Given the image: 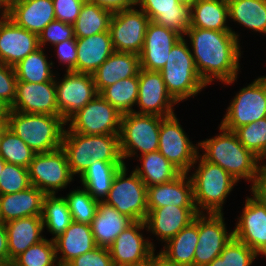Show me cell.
Masks as SVG:
<instances>
[{"label":"cell","mask_w":266,"mask_h":266,"mask_svg":"<svg viewBox=\"0 0 266 266\" xmlns=\"http://www.w3.org/2000/svg\"><path fill=\"white\" fill-rule=\"evenodd\" d=\"M186 35L193 48L196 70L207 86L215 79L228 85L237 80L242 52L231 31L189 27Z\"/></svg>","instance_id":"obj_1"},{"label":"cell","mask_w":266,"mask_h":266,"mask_svg":"<svg viewBox=\"0 0 266 266\" xmlns=\"http://www.w3.org/2000/svg\"><path fill=\"white\" fill-rule=\"evenodd\" d=\"M219 135L198 143L203 155L200 156L211 163L219 165L238 182L243 178L255 185L260 171V162L252 152L247 150L238 140L233 131L222 126L219 127Z\"/></svg>","instance_id":"obj_2"},{"label":"cell","mask_w":266,"mask_h":266,"mask_svg":"<svg viewBox=\"0 0 266 266\" xmlns=\"http://www.w3.org/2000/svg\"><path fill=\"white\" fill-rule=\"evenodd\" d=\"M61 148L67 156L70 171L82 175L92 161L124 162L119 135H85L64 132Z\"/></svg>","instance_id":"obj_3"},{"label":"cell","mask_w":266,"mask_h":266,"mask_svg":"<svg viewBox=\"0 0 266 266\" xmlns=\"http://www.w3.org/2000/svg\"><path fill=\"white\" fill-rule=\"evenodd\" d=\"M61 116L9 110L6 126L36 154L61 148L64 126Z\"/></svg>","instance_id":"obj_4"},{"label":"cell","mask_w":266,"mask_h":266,"mask_svg":"<svg viewBox=\"0 0 266 266\" xmlns=\"http://www.w3.org/2000/svg\"><path fill=\"white\" fill-rule=\"evenodd\" d=\"M200 160V161H199ZM192 173L193 201L198 213L222 214L223 204L238 181L219 165L204 160L199 154Z\"/></svg>","instance_id":"obj_5"},{"label":"cell","mask_w":266,"mask_h":266,"mask_svg":"<svg viewBox=\"0 0 266 266\" xmlns=\"http://www.w3.org/2000/svg\"><path fill=\"white\" fill-rule=\"evenodd\" d=\"M182 37L171 48L160 70L168 93L180 103L200 93L207 85L198 74L187 40Z\"/></svg>","instance_id":"obj_6"},{"label":"cell","mask_w":266,"mask_h":266,"mask_svg":"<svg viewBox=\"0 0 266 266\" xmlns=\"http://www.w3.org/2000/svg\"><path fill=\"white\" fill-rule=\"evenodd\" d=\"M164 117L130 112L122 114L119 132L123 161L128 157L158 151L160 124Z\"/></svg>","instance_id":"obj_7"},{"label":"cell","mask_w":266,"mask_h":266,"mask_svg":"<svg viewBox=\"0 0 266 266\" xmlns=\"http://www.w3.org/2000/svg\"><path fill=\"white\" fill-rule=\"evenodd\" d=\"M127 169L125 164L117 171L104 202L133 221H144L148 213L147 186L134 171L126 177Z\"/></svg>","instance_id":"obj_8"},{"label":"cell","mask_w":266,"mask_h":266,"mask_svg":"<svg viewBox=\"0 0 266 266\" xmlns=\"http://www.w3.org/2000/svg\"><path fill=\"white\" fill-rule=\"evenodd\" d=\"M122 114L97 94L83 108L79 109L67 122L64 132L85 135H119Z\"/></svg>","instance_id":"obj_9"},{"label":"cell","mask_w":266,"mask_h":266,"mask_svg":"<svg viewBox=\"0 0 266 266\" xmlns=\"http://www.w3.org/2000/svg\"><path fill=\"white\" fill-rule=\"evenodd\" d=\"M219 126L234 131L240 126L266 117V76L241 88L226 109Z\"/></svg>","instance_id":"obj_10"},{"label":"cell","mask_w":266,"mask_h":266,"mask_svg":"<svg viewBox=\"0 0 266 266\" xmlns=\"http://www.w3.org/2000/svg\"><path fill=\"white\" fill-rule=\"evenodd\" d=\"M27 169L31 185L45 194H56L74 180L62 148L35 154Z\"/></svg>","instance_id":"obj_11"},{"label":"cell","mask_w":266,"mask_h":266,"mask_svg":"<svg viewBox=\"0 0 266 266\" xmlns=\"http://www.w3.org/2000/svg\"><path fill=\"white\" fill-rule=\"evenodd\" d=\"M198 149V144L195 146L190 141L175 114L161 121L158 151L182 173H189L195 167Z\"/></svg>","instance_id":"obj_12"},{"label":"cell","mask_w":266,"mask_h":266,"mask_svg":"<svg viewBox=\"0 0 266 266\" xmlns=\"http://www.w3.org/2000/svg\"><path fill=\"white\" fill-rule=\"evenodd\" d=\"M150 18L135 7L113 13L109 32L114 51L139 55Z\"/></svg>","instance_id":"obj_13"},{"label":"cell","mask_w":266,"mask_h":266,"mask_svg":"<svg viewBox=\"0 0 266 266\" xmlns=\"http://www.w3.org/2000/svg\"><path fill=\"white\" fill-rule=\"evenodd\" d=\"M144 228V221H134L116 237L109 247L114 266L142 265L156 256L153 242L140 233Z\"/></svg>","instance_id":"obj_14"},{"label":"cell","mask_w":266,"mask_h":266,"mask_svg":"<svg viewBox=\"0 0 266 266\" xmlns=\"http://www.w3.org/2000/svg\"><path fill=\"white\" fill-rule=\"evenodd\" d=\"M55 86L57 107L65 122L98 94L90 73L66 71L63 79H55Z\"/></svg>","instance_id":"obj_15"},{"label":"cell","mask_w":266,"mask_h":266,"mask_svg":"<svg viewBox=\"0 0 266 266\" xmlns=\"http://www.w3.org/2000/svg\"><path fill=\"white\" fill-rule=\"evenodd\" d=\"M224 220L223 213L198 214V243L193 266H207L219 257L225 245L231 240L233 231L227 232Z\"/></svg>","instance_id":"obj_16"},{"label":"cell","mask_w":266,"mask_h":266,"mask_svg":"<svg viewBox=\"0 0 266 266\" xmlns=\"http://www.w3.org/2000/svg\"><path fill=\"white\" fill-rule=\"evenodd\" d=\"M139 90L136 105L139 114H150L161 117L174 115L173 107L177 102L168 93L160 71L140 69L138 73Z\"/></svg>","instance_id":"obj_17"},{"label":"cell","mask_w":266,"mask_h":266,"mask_svg":"<svg viewBox=\"0 0 266 266\" xmlns=\"http://www.w3.org/2000/svg\"><path fill=\"white\" fill-rule=\"evenodd\" d=\"M247 197L233 230V237L245 243L258 255L266 256V204L252 192Z\"/></svg>","instance_id":"obj_18"},{"label":"cell","mask_w":266,"mask_h":266,"mask_svg":"<svg viewBox=\"0 0 266 266\" xmlns=\"http://www.w3.org/2000/svg\"><path fill=\"white\" fill-rule=\"evenodd\" d=\"M9 110L60 116L55 81L44 83L17 81L15 101Z\"/></svg>","instance_id":"obj_19"},{"label":"cell","mask_w":266,"mask_h":266,"mask_svg":"<svg viewBox=\"0 0 266 266\" xmlns=\"http://www.w3.org/2000/svg\"><path fill=\"white\" fill-rule=\"evenodd\" d=\"M38 48L37 34L17 26L8 16L0 20V63L15 66Z\"/></svg>","instance_id":"obj_20"},{"label":"cell","mask_w":266,"mask_h":266,"mask_svg":"<svg viewBox=\"0 0 266 266\" xmlns=\"http://www.w3.org/2000/svg\"><path fill=\"white\" fill-rule=\"evenodd\" d=\"M181 38L176 31L150 21L139 54L141 69L160 71L166 64L171 48Z\"/></svg>","instance_id":"obj_21"},{"label":"cell","mask_w":266,"mask_h":266,"mask_svg":"<svg viewBox=\"0 0 266 266\" xmlns=\"http://www.w3.org/2000/svg\"><path fill=\"white\" fill-rule=\"evenodd\" d=\"M199 213L195 207H178L166 205L159 208H148L146 219L144 220L146 230L162 242H167L179 231L194 221Z\"/></svg>","instance_id":"obj_22"},{"label":"cell","mask_w":266,"mask_h":266,"mask_svg":"<svg viewBox=\"0 0 266 266\" xmlns=\"http://www.w3.org/2000/svg\"><path fill=\"white\" fill-rule=\"evenodd\" d=\"M156 24L186 36L190 27V7L177 0H136V6Z\"/></svg>","instance_id":"obj_23"},{"label":"cell","mask_w":266,"mask_h":266,"mask_svg":"<svg viewBox=\"0 0 266 266\" xmlns=\"http://www.w3.org/2000/svg\"><path fill=\"white\" fill-rule=\"evenodd\" d=\"M188 173H181L174 180L147 187L148 208L166 205L195 207L193 201V183Z\"/></svg>","instance_id":"obj_24"},{"label":"cell","mask_w":266,"mask_h":266,"mask_svg":"<svg viewBox=\"0 0 266 266\" xmlns=\"http://www.w3.org/2000/svg\"><path fill=\"white\" fill-rule=\"evenodd\" d=\"M45 195L33 185L20 192L0 195V221L5 224L19 218L42 216Z\"/></svg>","instance_id":"obj_25"},{"label":"cell","mask_w":266,"mask_h":266,"mask_svg":"<svg viewBox=\"0 0 266 266\" xmlns=\"http://www.w3.org/2000/svg\"><path fill=\"white\" fill-rule=\"evenodd\" d=\"M140 57L134 53L114 51L93 73L98 94L120 79L137 76L140 71Z\"/></svg>","instance_id":"obj_26"},{"label":"cell","mask_w":266,"mask_h":266,"mask_svg":"<svg viewBox=\"0 0 266 266\" xmlns=\"http://www.w3.org/2000/svg\"><path fill=\"white\" fill-rule=\"evenodd\" d=\"M54 243L56 259L59 263H69L75 257L97 247L91 226L75 221L61 235L54 239Z\"/></svg>","instance_id":"obj_27"},{"label":"cell","mask_w":266,"mask_h":266,"mask_svg":"<svg viewBox=\"0 0 266 266\" xmlns=\"http://www.w3.org/2000/svg\"><path fill=\"white\" fill-rule=\"evenodd\" d=\"M6 16L17 26L37 35L56 20L52 0H21Z\"/></svg>","instance_id":"obj_28"},{"label":"cell","mask_w":266,"mask_h":266,"mask_svg":"<svg viewBox=\"0 0 266 266\" xmlns=\"http://www.w3.org/2000/svg\"><path fill=\"white\" fill-rule=\"evenodd\" d=\"M76 72L92 74L114 52L109 31L76 38Z\"/></svg>","instance_id":"obj_29"},{"label":"cell","mask_w":266,"mask_h":266,"mask_svg":"<svg viewBox=\"0 0 266 266\" xmlns=\"http://www.w3.org/2000/svg\"><path fill=\"white\" fill-rule=\"evenodd\" d=\"M134 221L104 201H99L90 223L97 247L109 248L116 237Z\"/></svg>","instance_id":"obj_30"},{"label":"cell","mask_w":266,"mask_h":266,"mask_svg":"<svg viewBox=\"0 0 266 266\" xmlns=\"http://www.w3.org/2000/svg\"><path fill=\"white\" fill-rule=\"evenodd\" d=\"M198 243V215L189 225L169 239L157 253L167 264L173 266H193ZM164 249V250H163Z\"/></svg>","instance_id":"obj_31"},{"label":"cell","mask_w":266,"mask_h":266,"mask_svg":"<svg viewBox=\"0 0 266 266\" xmlns=\"http://www.w3.org/2000/svg\"><path fill=\"white\" fill-rule=\"evenodd\" d=\"M9 257L13 260L30 246L44 239L42 216H29L5 223Z\"/></svg>","instance_id":"obj_32"},{"label":"cell","mask_w":266,"mask_h":266,"mask_svg":"<svg viewBox=\"0 0 266 266\" xmlns=\"http://www.w3.org/2000/svg\"><path fill=\"white\" fill-rule=\"evenodd\" d=\"M228 18V2L224 0H196L190 8V27L231 31L239 40V35L227 26Z\"/></svg>","instance_id":"obj_33"},{"label":"cell","mask_w":266,"mask_h":266,"mask_svg":"<svg viewBox=\"0 0 266 266\" xmlns=\"http://www.w3.org/2000/svg\"><path fill=\"white\" fill-rule=\"evenodd\" d=\"M124 162L92 161L90 167L81 175L83 188L97 201H104L110 191L112 181Z\"/></svg>","instance_id":"obj_34"},{"label":"cell","mask_w":266,"mask_h":266,"mask_svg":"<svg viewBox=\"0 0 266 266\" xmlns=\"http://www.w3.org/2000/svg\"><path fill=\"white\" fill-rule=\"evenodd\" d=\"M139 161L142 167L137 166L133 171L147 187L170 182L182 173L159 151L140 155Z\"/></svg>","instance_id":"obj_35"},{"label":"cell","mask_w":266,"mask_h":266,"mask_svg":"<svg viewBox=\"0 0 266 266\" xmlns=\"http://www.w3.org/2000/svg\"><path fill=\"white\" fill-rule=\"evenodd\" d=\"M229 19L266 34V0H228Z\"/></svg>","instance_id":"obj_36"},{"label":"cell","mask_w":266,"mask_h":266,"mask_svg":"<svg viewBox=\"0 0 266 266\" xmlns=\"http://www.w3.org/2000/svg\"><path fill=\"white\" fill-rule=\"evenodd\" d=\"M44 52V49L39 47L13 66L17 81L29 83L55 81L57 77L51 70L53 62H48Z\"/></svg>","instance_id":"obj_37"},{"label":"cell","mask_w":266,"mask_h":266,"mask_svg":"<svg viewBox=\"0 0 266 266\" xmlns=\"http://www.w3.org/2000/svg\"><path fill=\"white\" fill-rule=\"evenodd\" d=\"M113 13L85 1L77 20L72 24L76 38H86L97 33L109 31Z\"/></svg>","instance_id":"obj_38"},{"label":"cell","mask_w":266,"mask_h":266,"mask_svg":"<svg viewBox=\"0 0 266 266\" xmlns=\"http://www.w3.org/2000/svg\"><path fill=\"white\" fill-rule=\"evenodd\" d=\"M42 220L44 229L53 234L52 240L61 235L73 222L65 197L46 194L43 200Z\"/></svg>","instance_id":"obj_39"},{"label":"cell","mask_w":266,"mask_h":266,"mask_svg":"<svg viewBox=\"0 0 266 266\" xmlns=\"http://www.w3.org/2000/svg\"><path fill=\"white\" fill-rule=\"evenodd\" d=\"M139 90L138 75L104 88L99 94L108 101L121 114L133 112L136 105Z\"/></svg>","instance_id":"obj_40"},{"label":"cell","mask_w":266,"mask_h":266,"mask_svg":"<svg viewBox=\"0 0 266 266\" xmlns=\"http://www.w3.org/2000/svg\"><path fill=\"white\" fill-rule=\"evenodd\" d=\"M36 153L10 128L0 134V156L8 163L28 168Z\"/></svg>","instance_id":"obj_41"},{"label":"cell","mask_w":266,"mask_h":266,"mask_svg":"<svg viewBox=\"0 0 266 266\" xmlns=\"http://www.w3.org/2000/svg\"><path fill=\"white\" fill-rule=\"evenodd\" d=\"M240 143L261 161L266 159V117L233 131Z\"/></svg>","instance_id":"obj_42"},{"label":"cell","mask_w":266,"mask_h":266,"mask_svg":"<svg viewBox=\"0 0 266 266\" xmlns=\"http://www.w3.org/2000/svg\"><path fill=\"white\" fill-rule=\"evenodd\" d=\"M56 263L55 243L51 238H44L12 260L14 266H55Z\"/></svg>","instance_id":"obj_43"},{"label":"cell","mask_w":266,"mask_h":266,"mask_svg":"<svg viewBox=\"0 0 266 266\" xmlns=\"http://www.w3.org/2000/svg\"><path fill=\"white\" fill-rule=\"evenodd\" d=\"M258 254L235 237L225 245L223 251L207 266H251Z\"/></svg>","instance_id":"obj_44"},{"label":"cell","mask_w":266,"mask_h":266,"mask_svg":"<svg viewBox=\"0 0 266 266\" xmlns=\"http://www.w3.org/2000/svg\"><path fill=\"white\" fill-rule=\"evenodd\" d=\"M65 199L73 221L90 225L99 201L95 200L85 188L71 191Z\"/></svg>","instance_id":"obj_45"},{"label":"cell","mask_w":266,"mask_h":266,"mask_svg":"<svg viewBox=\"0 0 266 266\" xmlns=\"http://www.w3.org/2000/svg\"><path fill=\"white\" fill-rule=\"evenodd\" d=\"M30 186L27 168L8 163L4 165L0 175V195L20 192Z\"/></svg>","instance_id":"obj_46"},{"label":"cell","mask_w":266,"mask_h":266,"mask_svg":"<svg viewBox=\"0 0 266 266\" xmlns=\"http://www.w3.org/2000/svg\"><path fill=\"white\" fill-rule=\"evenodd\" d=\"M74 37L72 24L54 20L50 22L38 35L39 47H45L48 42L54 46L57 43L73 39Z\"/></svg>","instance_id":"obj_47"},{"label":"cell","mask_w":266,"mask_h":266,"mask_svg":"<svg viewBox=\"0 0 266 266\" xmlns=\"http://www.w3.org/2000/svg\"><path fill=\"white\" fill-rule=\"evenodd\" d=\"M17 78L13 66L0 63V101L9 108L16 97Z\"/></svg>","instance_id":"obj_48"},{"label":"cell","mask_w":266,"mask_h":266,"mask_svg":"<svg viewBox=\"0 0 266 266\" xmlns=\"http://www.w3.org/2000/svg\"><path fill=\"white\" fill-rule=\"evenodd\" d=\"M71 266H114L109 248L96 247L69 262Z\"/></svg>","instance_id":"obj_49"},{"label":"cell","mask_w":266,"mask_h":266,"mask_svg":"<svg viewBox=\"0 0 266 266\" xmlns=\"http://www.w3.org/2000/svg\"><path fill=\"white\" fill-rule=\"evenodd\" d=\"M55 18L68 24H73L79 16L86 0H52Z\"/></svg>","instance_id":"obj_50"},{"label":"cell","mask_w":266,"mask_h":266,"mask_svg":"<svg viewBox=\"0 0 266 266\" xmlns=\"http://www.w3.org/2000/svg\"><path fill=\"white\" fill-rule=\"evenodd\" d=\"M57 57L60 63L66 65V71L76 72V61H77V43L76 37L70 40L62 41L54 45Z\"/></svg>","instance_id":"obj_51"},{"label":"cell","mask_w":266,"mask_h":266,"mask_svg":"<svg viewBox=\"0 0 266 266\" xmlns=\"http://www.w3.org/2000/svg\"><path fill=\"white\" fill-rule=\"evenodd\" d=\"M92 4L116 13L122 10L130 9L136 6V0H86Z\"/></svg>","instance_id":"obj_52"},{"label":"cell","mask_w":266,"mask_h":266,"mask_svg":"<svg viewBox=\"0 0 266 266\" xmlns=\"http://www.w3.org/2000/svg\"><path fill=\"white\" fill-rule=\"evenodd\" d=\"M256 196H258L266 204V164L260 166L259 175L255 185L250 188Z\"/></svg>","instance_id":"obj_53"},{"label":"cell","mask_w":266,"mask_h":266,"mask_svg":"<svg viewBox=\"0 0 266 266\" xmlns=\"http://www.w3.org/2000/svg\"><path fill=\"white\" fill-rule=\"evenodd\" d=\"M12 263L8 252V237L5 224L0 221V264Z\"/></svg>","instance_id":"obj_54"},{"label":"cell","mask_w":266,"mask_h":266,"mask_svg":"<svg viewBox=\"0 0 266 266\" xmlns=\"http://www.w3.org/2000/svg\"><path fill=\"white\" fill-rule=\"evenodd\" d=\"M21 0H0V7L5 13L9 12Z\"/></svg>","instance_id":"obj_55"},{"label":"cell","mask_w":266,"mask_h":266,"mask_svg":"<svg viewBox=\"0 0 266 266\" xmlns=\"http://www.w3.org/2000/svg\"><path fill=\"white\" fill-rule=\"evenodd\" d=\"M9 112V107L0 101V122L7 121V115Z\"/></svg>","instance_id":"obj_56"},{"label":"cell","mask_w":266,"mask_h":266,"mask_svg":"<svg viewBox=\"0 0 266 266\" xmlns=\"http://www.w3.org/2000/svg\"><path fill=\"white\" fill-rule=\"evenodd\" d=\"M151 266H173L170 264H167L161 257L156 255L152 260H151Z\"/></svg>","instance_id":"obj_57"},{"label":"cell","mask_w":266,"mask_h":266,"mask_svg":"<svg viewBox=\"0 0 266 266\" xmlns=\"http://www.w3.org/2000/svg\"><path fill=\"white\" fill-rule=\"evenodd\" d=\"M180 4L182 5H186L188 7L191 8V6L193 5V3L196 1V0H177Z\"/></svg>","instance_id":"obj_58"},{"label":"cell","mask_w":266,"mask_h":266,"mask_svg":"<svg viewBox=\"0 0 266 266\" xmlns=\"http://www.w3.org/2000/svg\"><path fill=\"white\" fill-rule=\"evenodd\" d=\"M7 162L0 156V175L2 173V170L4 168V165L6 164Z\"/></svg>","instance_id":"obj_59"},{"label":"cell","mask_w":266,"mask_h":266,"mask_svg":"<svg viewBox=\"0 0 266 266\" xmlns=\"http://www.w3.org/2000/svg\"><path fill=\"white\" fill-rule=\"evenodd\" d=\"M5 126H6V122H0V134Z\"/></svg>","instance_id":"obj_60"},{"label":"cell","mask_w":266,"mask_h":266,"mask_svg":"<svg viewBox=\"0 0 266 266\" xmlns=\"http://www.w3.org/2000/svg\"><path fill=\"white\" fill-rule=\"evenodd\" d=\"M55 266H71L69 263H59L57 262Z\"/></svg>","instance_id":"obj_61"},{"label":"cell","mask_w":266,"mask_h":266,"mask_svg":"<svg viewBox=\"0 0 266 266\" xmlns=\"http://www.w3.org/2000/svg\"><path fill=\"white\" fill-rule=\"evenodd\" d=\"M1 10H2V8L0 7V11ZM0 16H1V18H0V20H1L2 18H4L6 16V13L4 11H1Z\"/></svg>","instance_id":"obj_62"},{"label":"cell","mask_w":266,"mask_h":266,"mask_svg":"<svg viewBox=\"0 0 266 266\" xmlns=\"http://www.w3.org/2000/svg\"><path fill=\"white\" fill-rule=\"evenodd\" d=\"M137 266H151V260L146 262L145 264L137 265Z\"/></svg>","instance_id":"obj_63"},{"label":"cell","mask_w":266,"mask_h":266,"mask_svg":"<svg viewBox=\"0 0 266 266\" xmlns=\"http://www.w3.org/2000/svg\"><path fill=\"white\" fill-rule=\"evenodd\" d=\"M0 266H14L12 263L0 264Z\"/></svg>","instance_id":"obj_64"}]
</instances>
